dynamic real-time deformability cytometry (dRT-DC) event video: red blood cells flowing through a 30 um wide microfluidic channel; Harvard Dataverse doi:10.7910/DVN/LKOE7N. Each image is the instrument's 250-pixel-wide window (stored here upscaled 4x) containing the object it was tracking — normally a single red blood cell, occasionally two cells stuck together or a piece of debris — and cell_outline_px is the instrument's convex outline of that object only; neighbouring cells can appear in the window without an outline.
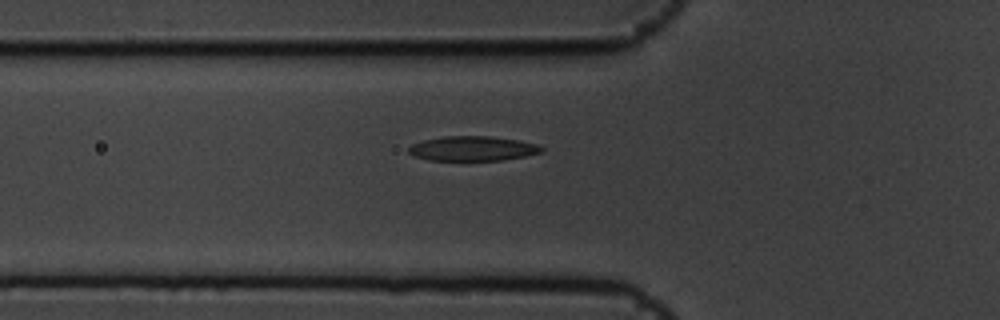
{"species": "common noctule bat (a hibernating species)", "species_latin": "Nyctalus noctula", "temperature_condition": "cold", "stored_images_in_passage": 41, "camera_frame_rate_fps": 3000, "um_per_image_px": 0.085, "animal": {"sex": "male", "body_mass_g": 19.5, "forearm_length_mm": 54.6}, "frame": {"image": 1, "passage_image": 5, "time_ms": 1.333, "image_size_px": [1000, 320], "cell_outline_px": [[544, 148], [540, 152], [524, 156], [504, 160], [428, 160], [416, 156], [408, 152], [408, 148], [412, 144], [424, 140], [444, 136], [492, 136], [520, 140], [536, 144]], "centroid_in_image_um": [40.18, 12.62], "position_along_channel_um": 85.6, "area_um2": 19.02}}
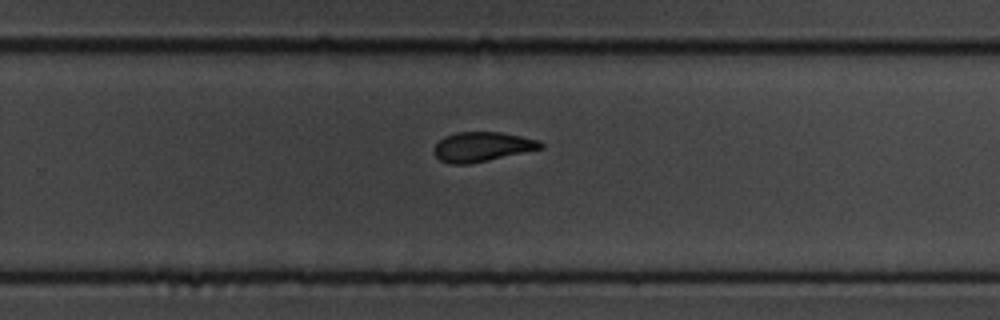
{"frame": {"image": 2, "passage_image": 22, "time_ms": 7.0, "image_size_px": [1000, 320], "cell_outline_px": [[544, 148], [488, 160], [468, 164], [452, 164], [440, 160], [432, 152], [432, 148], [444, 136], [456, 132], [500, 132], [540, 140], [544, 144]], "centroid_in_image_um": [40.97, 12.47], "position_along_channel_um": 288.8, "area_um2": 18.44}}
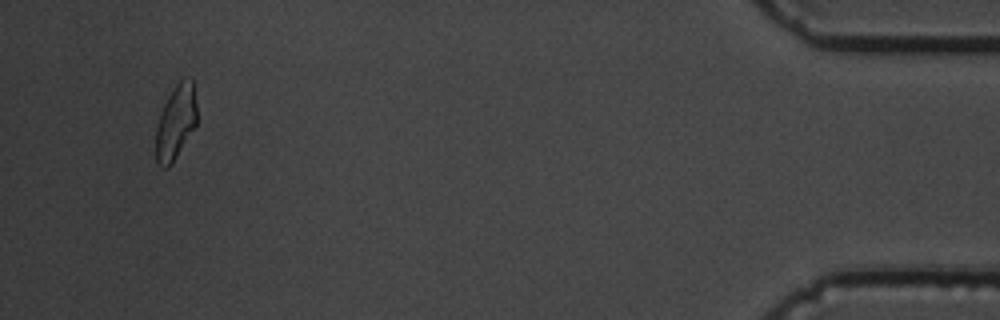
{"frame": {"image": 3, "passage_image": 39, "time_ms": 12.667, "image_size_px": [1000, 320], "cell_outline_px": [[196, 124], [172, 164], [168, 168], [164, 168], [156, 164], [156, 128], [160, 112], [172, 88], [180, 80], [192, 76], [196, 104]], "centroid_in_image_um": [14.92, 10.38], "position_along_channel_um": 420.3, "area_um2": 17.86}}